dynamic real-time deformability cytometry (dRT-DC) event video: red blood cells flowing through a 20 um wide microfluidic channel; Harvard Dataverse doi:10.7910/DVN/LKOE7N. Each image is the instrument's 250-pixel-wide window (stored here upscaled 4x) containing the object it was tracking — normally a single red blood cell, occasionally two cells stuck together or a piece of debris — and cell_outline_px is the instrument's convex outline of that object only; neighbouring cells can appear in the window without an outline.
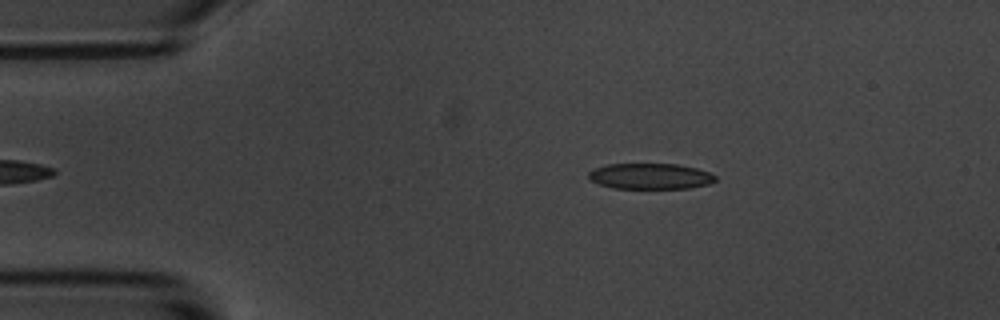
{"species": "common noctule bat (a hibernating species)", "species_latin": "Nyctalus noctula", "temperature_condition": "room temperature", "stored_images_in_passage": 4, "camera_frame_rate_fps": 3000, "um_per_image_px": 0.085, "animal": {"sex": "male", "body_mass_g": 20.1, "forearm_length_mm": 53.5}, "frame": {"image": 1, "passage_image": 1, "time_ms": 0.0, "image_size_px": [1000, 320], "cell_outline_px": [[716, 180], [708, 184], [688, 188], [612, 188], [588, 180], [588, 172], [596, 168], [608, 164], [676, 164], [696, 168], [708, 172], [716, 176]], "centroid_in_image_um": [55.25, 14.98], "position_along_channel_um": 29.8, "area_um2": 18.96}}
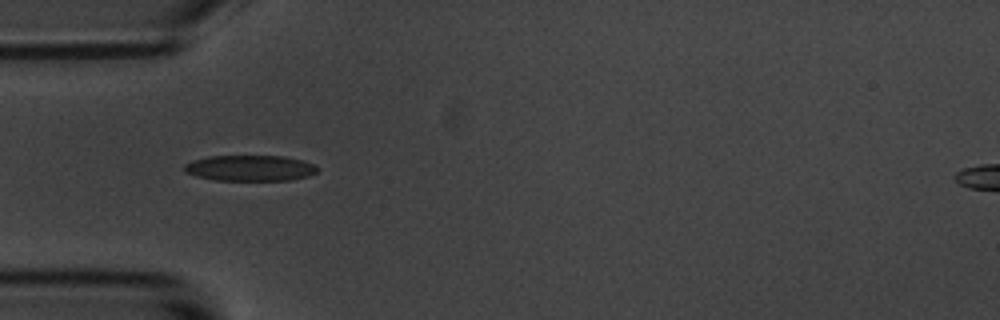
{"frame": {"image": 2, "passage_image": 3, "time_ms": 2.333, "image_size_px": [1000, 320], "cell_outline_px": [[320, 168], [316, 172], [308, 176], [292, 180], [216, 180], [196, 176], [184, 172], [184, 164], [208, 156], [284, 156], [304, 160]], "centroid_in_image_um": [21.28, 14.29], "position_along_channel_um": 63.7, "area_um2": 20.0}}